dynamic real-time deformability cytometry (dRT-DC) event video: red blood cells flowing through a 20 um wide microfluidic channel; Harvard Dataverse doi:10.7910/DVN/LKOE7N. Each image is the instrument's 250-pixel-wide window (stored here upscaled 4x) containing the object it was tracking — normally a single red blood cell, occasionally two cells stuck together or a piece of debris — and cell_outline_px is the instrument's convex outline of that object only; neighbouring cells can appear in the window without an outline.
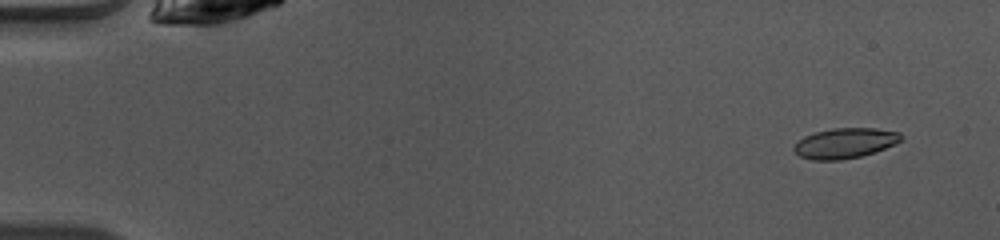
{"species": "common noctule bat (a hibernating species)", "species_latin": "Nyctalus noctula", "temperature_condition": "warm", "stored_images_in_passage": 46, "camera_frame_rate_fps": 3000, "um_per_image_px": 0.085, "animal": {"sex": "female", "body_mass_g": 10.0, "forearm_length_mm": 53.1}, "frame": {"image": 1, "passage_image": 1, "time_ms": 0.0, "image_size_px": [1000, 240], "cell_outline_px": [[900, 140], [896, 144], [860, 156], [840, 160], [812, 160], [800, 156], [792, 148], [804, 136], [816, 132], [832, 128], [876, 128], [900, 132]], "centroid_in_image_um": [71.81, 12.16], "position_along_channel_um": 13.2, "area_um2": 18.61}}
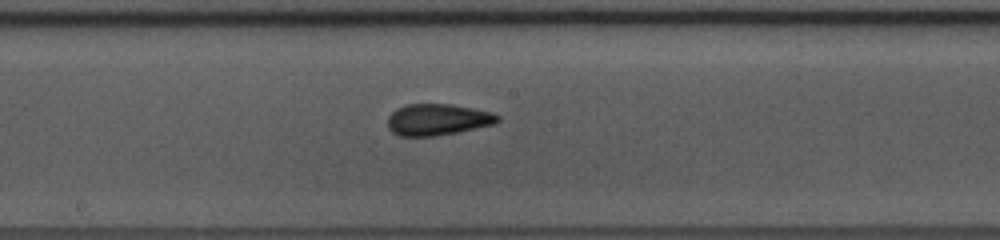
{"frame": {"image": 2, "passage_image": 24, "time_ms": 7.667, "image_size_px": [1000, 240], "cell_outline_px": [[500, 120], [496, 124], [456, 132], [432, 136], [400, 136], [392, 132], [388, 128], [388, 116], [396, 108], [408, 104], [452, 104], [492, 112], [500, 116]], "centroid_in_image_um": [37.2, 10.16], "position_along_channel_um": 211.0, "area_um2": 20.17}}
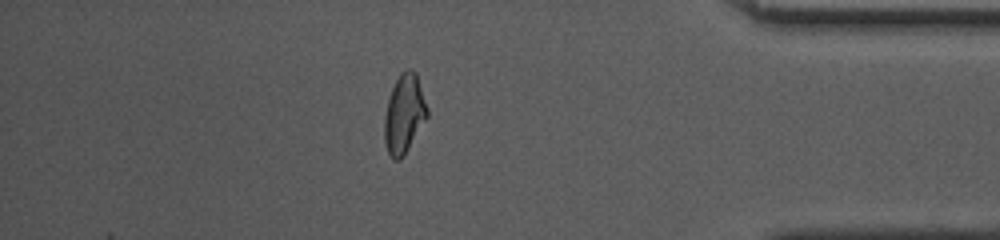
{"frame": {"image": 3, "passage_image": 40, "time_ms": 13.0, "image_size_px": [1000, 240], "cell_outline_px": [[428, 116], [404, 156], [400, 160], [392, 160], [388, 152], [384, 140], [384, 116], [388, 100], [392, 88], [400, 72], [408, 68], [412, 68], [416, 72], [428, 108]], "centroid_in_image_um": [34.36, 9.68], "position_along_channel_um": 400.8, "area_um2": 19.83}, "authors_computed_cell_mechanics": {"area_um2": 19.5653, "velocity_mm_per_s": 4.1012, "shape_relaxation_time_tau1_ms": 10.6688, "shape_relaxation_time_tau2_ms": 1.2823, "deformation_change_tau1": 0.2248, "deformation_change_tau2": 0.0617}}